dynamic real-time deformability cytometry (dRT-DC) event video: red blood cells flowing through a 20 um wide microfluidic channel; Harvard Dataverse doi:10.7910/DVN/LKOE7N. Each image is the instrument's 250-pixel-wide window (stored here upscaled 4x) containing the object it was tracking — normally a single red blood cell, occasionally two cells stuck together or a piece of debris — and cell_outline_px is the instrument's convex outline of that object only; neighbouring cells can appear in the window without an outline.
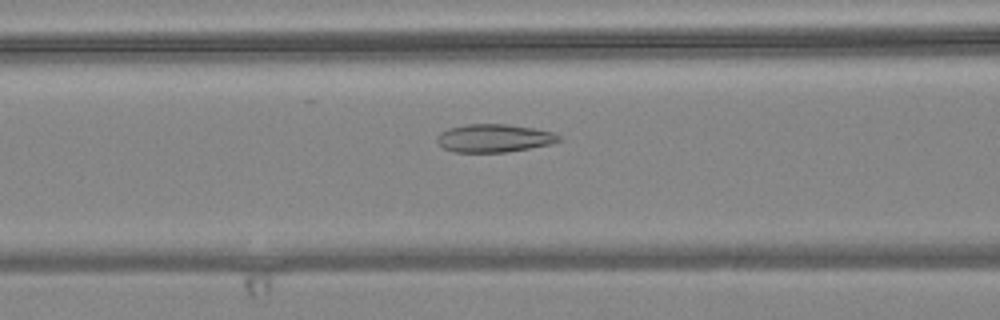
{"species": "common noctule bat (a hibernating species)", "species_latin": "Nyctalus noctula", "temperature_condition": "warm", "stored_images_in_passage": 44, "camera_frame_rate_fps": 3000, "um_per_image_px": 0.085, "animal": {"sex": "female", "body_mass_g": 24.6, "forearm_length_mm": 56.2}, "frame": {"image": 1, "passage_image": 23, "time_ms": 7.333, "image_size_px": [1000, 320], "cell_outline_px": [[564, 140], [552, 144], [508, 152], [452, 152], [444, 148], [436, 140], [436, 136], [440, 132], [448, 128], [468, 124], [504, 124], [532, 128], [552, 132], [560, 136]], "centroid_in_image_um": [42.0, 11.75], "position_along_channel_um": 124.6, "area_um2": 20.0}}
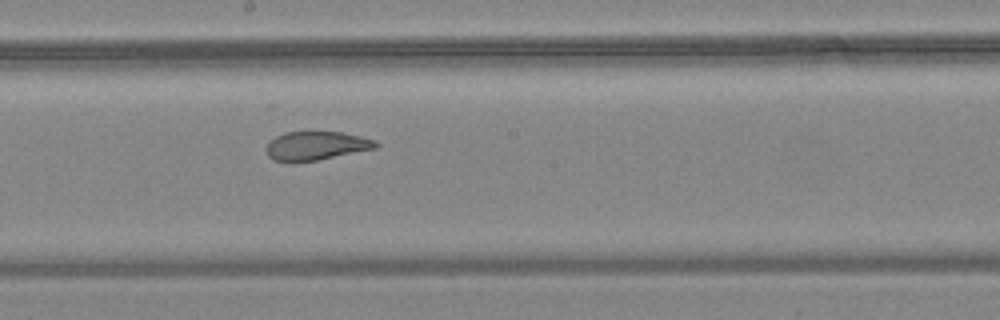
{"frame": {"image": 2, "passage_image": 31, "time_ms": 10.0, "image_size_px": [1000, 320], "cell_outline_px": [[380, 144], [376, 148], [316, 160], [288, 164], [272, 160], [268, 156], [264, 148], [268, 140], [284, 132], [340, 132], [360, 136], [376, 140]], "centroid_in_image_um": [26.78, 12.41], "position_along_channel_um": 221.4, "area_um2": 18.73}}
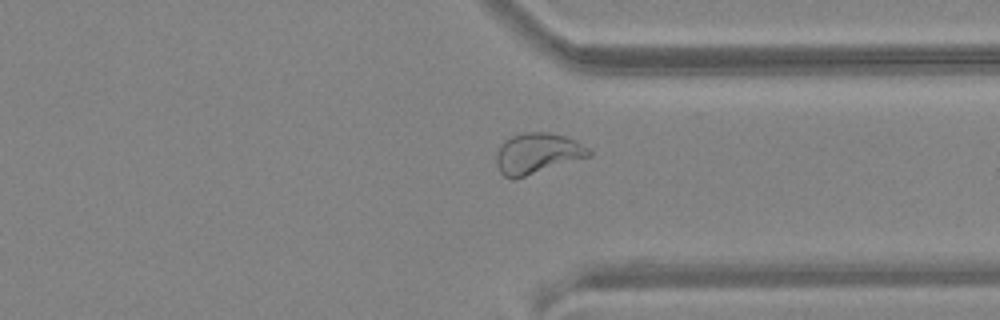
{"frame": {"image": 3, "passage_image": 43, "time_ms": 14.0, "image_size_px": [1000, 320], "cell_outline_px": [[592, 156], [512, 180], [504, 176], [500, 172], [496, 164], [496, 156], [500, 144], [504, 140], [512, 136], [524, 132], [548, 132], [564, 136], [588, 148], [592, 152]], "centroid_in_image_um": [45.64, 13.05], "position_along_channel_um": 365.8, "area_um2": 21.91}}